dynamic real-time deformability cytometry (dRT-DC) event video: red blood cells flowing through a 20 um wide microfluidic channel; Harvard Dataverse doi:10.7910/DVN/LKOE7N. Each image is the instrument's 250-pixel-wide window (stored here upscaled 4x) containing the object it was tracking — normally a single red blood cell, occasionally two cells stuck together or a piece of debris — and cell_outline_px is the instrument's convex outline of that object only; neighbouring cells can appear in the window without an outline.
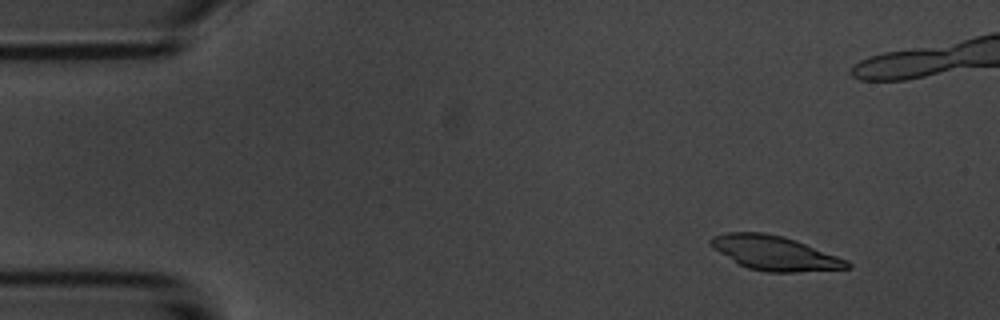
{"species": "common noctule bat (a hibernating species)", "species_latin": "Nyctalus noctula", "temperature_condition": "room temperature", "stored_images_in_passage": 10, "camera_frame_rate_fps": 3000, "um_per_image_px": 0.085, "animal": {"sex": "male", "body_mass_g": 20.1, "forearm_length_mm": 53.5}, "frame": {"image": 1, "passage_image": 1, "time_ms": 0.0, "image_size_px": [1000, 320], "cell_outline_px": [[852, 268], [796, 272], [768, 272], [748, 268], [740, 264], [712, 248], [708, 240], [712, 236], [728, 232], [764, 232], [784, 236], [796, 240], [848, 260], [852, 264]], "centroid_in_image_um": [65.87, 21.5], "position_along_channel_um": 19.1, "area_um2": 27.28}}